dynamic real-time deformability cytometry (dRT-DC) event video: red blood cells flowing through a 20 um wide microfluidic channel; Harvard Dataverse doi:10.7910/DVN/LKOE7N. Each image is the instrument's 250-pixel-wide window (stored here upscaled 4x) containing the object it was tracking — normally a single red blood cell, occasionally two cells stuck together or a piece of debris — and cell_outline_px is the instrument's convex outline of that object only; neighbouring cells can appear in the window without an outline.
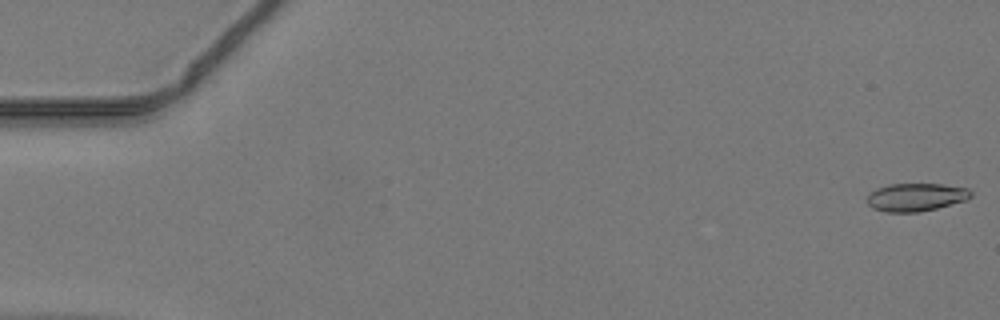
{"species": "common noctule bat (a hibernating species)", "species_latin": "Nyctalus noctula", "temperature_condition": "warm", "stored_images_in_passage": 16, "camera_frame_rate_fps": 3000, "um_per_image_px": 0.085, "animal": {"sex": "male", "body_mass_g": 19.2, "forearm_length_mm": 51.8}, "frame": {"image": 1, "passage_image": 1, "time_ms": 0.0, "image_size_px": [1000, 320], "cell_outline_px": [[972, 196], [968, 200], [920, 212], [884, 212], [872, 208], [868, 204], [868, 192], [876, 188], [888, 184], [944, 184], [968, 188], [972, 192]], "centroid_in_image_um": [77.86, 16.75], "position_along_channel_um": 7.1, "area_um2": 17.17}}
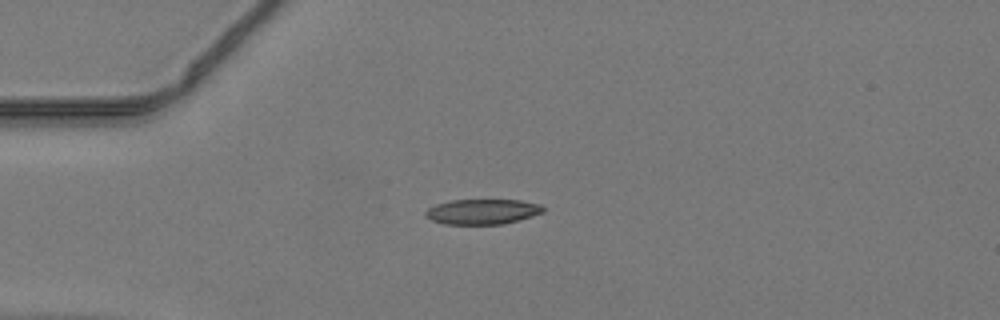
{"frame": {"image": 2, "passage_image": 13, "time_ms": 4.0, "image_size_px": [1000, 320], "cell_outline_px": [[544, 212], [532, 216], [504, 224], [444, 224], [432, 220], [424, 216], [424, 212], [428, 208], [436, 204], [452, 200], [520, 200], [540, 204], [544, 208]], "centroid_in_image_um": [40.99, 17.99], "position_along_channel_um": 44.0, "area_um2": 17.28}}